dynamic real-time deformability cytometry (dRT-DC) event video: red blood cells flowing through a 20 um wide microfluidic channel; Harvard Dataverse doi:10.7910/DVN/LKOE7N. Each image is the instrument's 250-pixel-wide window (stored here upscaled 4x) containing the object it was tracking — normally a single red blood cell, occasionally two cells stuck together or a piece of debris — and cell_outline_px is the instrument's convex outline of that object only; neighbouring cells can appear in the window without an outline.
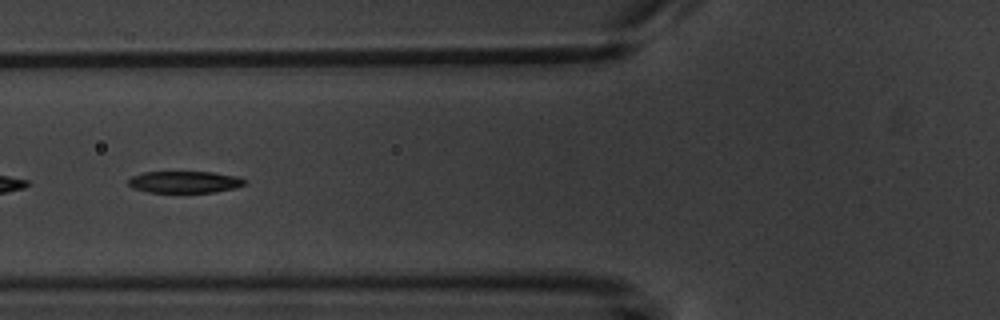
{"species": "common noctule bat (a hibernating species)", "species_latin": "Nyctalus noctula", "temperature_condition": "warm", "stored_images_in_passage": 10, "camera_frame_rate_fps": 3000, "um_per_image_px": 0.085, "animal": {"sex": "male", "body_mass_g": 20.1, "forearm_length_mm": 53.5}, "frame": {"image": 1, "passage_image": 6, "time_ms": 6.667, "image_size_px": [1000, 320], "cell_outline_px": [[248, 184], [236, 188], [216, 192], [148, 192], [132, 188], [128, 184], [128, 180], [132, 176], [144, 172], [212, 172], [236, 176], [248, 180]], "centroid_in_image_um": [15.74, 15.47], "position_along_channel_um": 110.1, "area_um2": 14.91}}
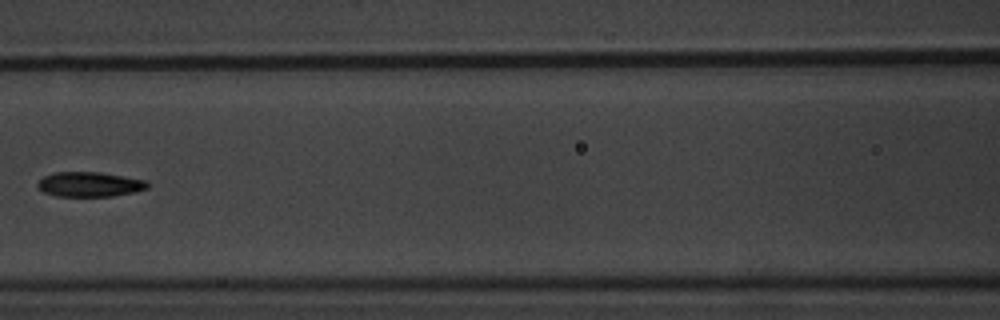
{"frame": {"image": 2, "passage_image": 7, "time_ms": 8.0, "image_size_px": [1000, 320], "cell_outline_px": [[148, 188], [136, 192], [112, 196], [56, 196], [44, 192], [36, 188], [36, 184], [44, 176], [52, 172], [100, 172], [144, 180], [148, 184]], "centroid_in_image_um": [7.57, 15.67], "position_along_channel_um": 159.0, "area_um2": 15.9}}